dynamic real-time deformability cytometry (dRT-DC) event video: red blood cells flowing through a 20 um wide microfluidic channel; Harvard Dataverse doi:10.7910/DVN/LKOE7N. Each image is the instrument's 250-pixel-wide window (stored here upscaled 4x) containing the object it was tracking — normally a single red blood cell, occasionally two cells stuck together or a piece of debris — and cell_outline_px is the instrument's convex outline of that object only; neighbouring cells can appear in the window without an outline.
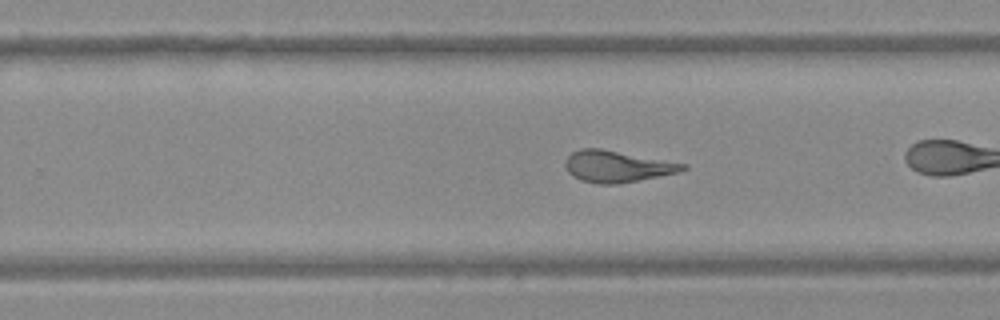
{"species": "Egyptian fruit bat (a non-hibernating species)", "species_latin": "Rousettus aegyptiacus", "temperature_condition": "warm", "stored_images_in_passage": 55, "camera_frame_rate_fps": 3000, "um_per_image_px": 0.085, "frame": {"image": 1, "passage_image": 32, "time_ms": 10.333, "image_size_px": [1000, 320], "cell_outline_px": [[688, 168], [680, 172], [616, 184], [596, 184], [580, 180], [572, 176], [568, 172], [564, 164], [564, 160], [572, 152], [580, 148], [600, 148], [688, 164]], "centroid_in_image_um": [52.43, 14.14], "position_along_channel_um": 277.4, "area_um2": 21.68}}